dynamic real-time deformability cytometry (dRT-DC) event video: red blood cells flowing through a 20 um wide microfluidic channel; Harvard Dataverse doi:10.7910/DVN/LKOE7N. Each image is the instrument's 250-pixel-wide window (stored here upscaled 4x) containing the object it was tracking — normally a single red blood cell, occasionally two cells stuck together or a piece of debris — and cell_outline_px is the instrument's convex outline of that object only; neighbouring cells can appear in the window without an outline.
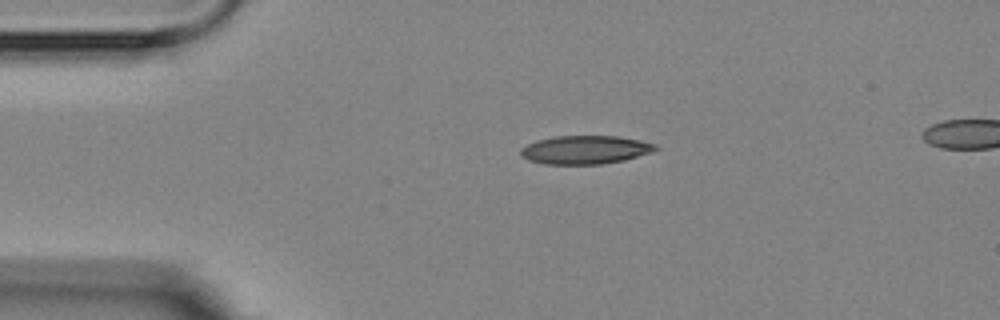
{"species": "Egyptian fruit bat (a non-hibernating species)", "species_latin": "Rousettus aegyptiacus", "temperature_condition": "room temperature", "stored_images_in_passage": 3, "segment_of_instrument_passage": [1, 2], "camera_frame_rate_fps": 3000, "um_per_image_px": 0.085, "animal": {"sex": "female"}, "frame": {"image": 1, "passage_image": 1, "time_ms": 0.0, "image_size_px": [1000, 320], "cell_outline_px": [[660, 148], [652, 152], [624, 160], [600, 164], [544, 164], [528, 160], [520, 152], [520, 148], [536, 140], [552, 136], [616, 136], [640, 140], [656, 144]], "centroid_in_image_um": [49.75, 12.72], "position_along_channel_um": 35.3, "area_um2": 22.37}}